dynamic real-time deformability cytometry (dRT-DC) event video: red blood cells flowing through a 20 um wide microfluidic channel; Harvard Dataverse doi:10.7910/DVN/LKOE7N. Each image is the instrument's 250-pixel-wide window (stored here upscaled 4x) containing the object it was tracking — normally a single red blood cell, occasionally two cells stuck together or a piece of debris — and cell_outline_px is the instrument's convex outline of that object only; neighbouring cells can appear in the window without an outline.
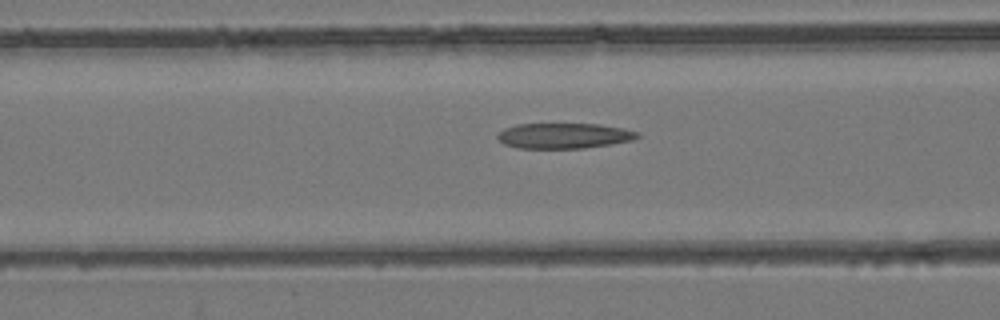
{"species": "common noctule bat (a hibernating species)", "species_latin": "Nyctalus noctula", "temperature_condition": "room temperature", "stored_images_in_passage": 50, "camera_frame_rate_fps": 3000, "um_per_image_px": 0.085, "animal": {"sex": "female", "body_mass_g": 24.6, "forearm_length_mm": 56.2}, "frame": {"image": 1, "passage_image": 18, "time_ms": 5.667, "image_size_px": [1000, 320], "cell_outline_px": [[640, 136], [632, 140], [584, 148], [516, 148], [504, 144], [496, 136], [504, 128], [516, 124], [600, 124], [624, 128], [640, 132]], "centroid_in_image_um": [47.94, 11.53], "position_along_channel_um": 118.7, "area_um2": 20.69}}
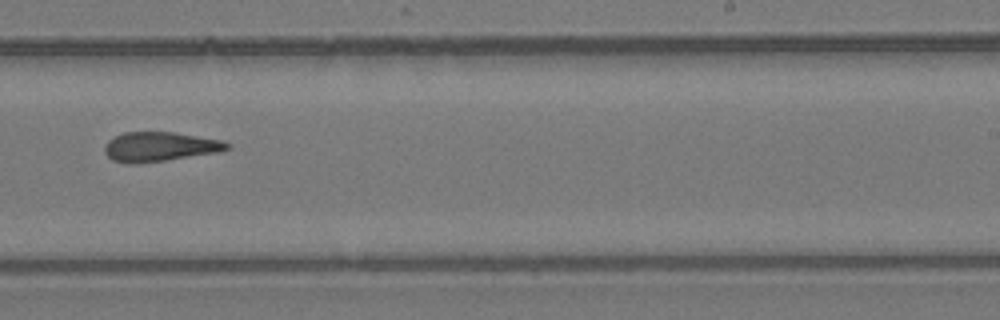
{"frame": {"image": 2, "passage_image": 30, "time_ms": 9.667, "image_size_px": [1000, 320], "cell_outline_px": [[232, 148], [220, 152], [136, 164], [128, 164], [112, 160], [104, 152], [104, 144], [108, 140], [124, 132], [176, 132], [220, 140], [232, 144]], "centroid_in_image_um": [13.58, 12.47], "position_along_channel_um": 275.4, "area_um2": 21.15}}
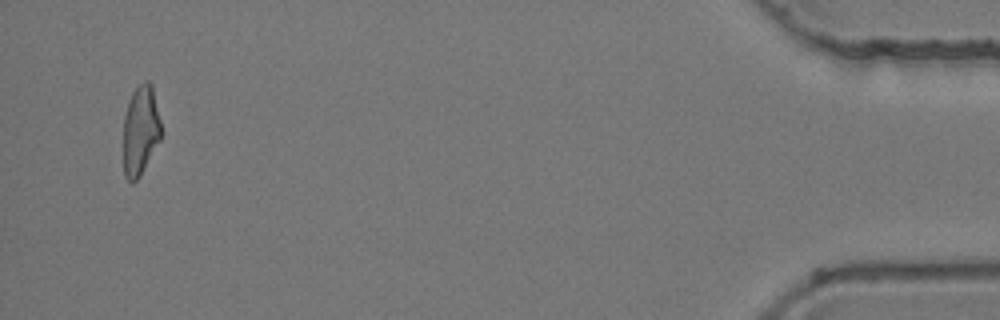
{"frame": {"image": 3, "passage_image": 48, "time_ms": 15.667, "image_size_px": [1000, 320], "cell_outline_px": [[164, 132], [160, 140], [140, 176], [132, 184], [124, 176], [124, 116], [128, 100], [132, 92], [144, 80], [148, 80], [152, 84]], "centroid_in_image_um": [11.97, 11.06], "position_along_channel_um": 423.2, "area_um2": 20.17}, "authors_computed_cell_mechanics": {"area_um2": 21.2993, "velocity_mm_per_s": 3.9289, "shape_relaxation_time_tau1_ms": null, "shape_relaxation_time_tau2_ms": 4.0059, "deformation_change_tau1": null, "deformation_change_tau2": 0.155}}